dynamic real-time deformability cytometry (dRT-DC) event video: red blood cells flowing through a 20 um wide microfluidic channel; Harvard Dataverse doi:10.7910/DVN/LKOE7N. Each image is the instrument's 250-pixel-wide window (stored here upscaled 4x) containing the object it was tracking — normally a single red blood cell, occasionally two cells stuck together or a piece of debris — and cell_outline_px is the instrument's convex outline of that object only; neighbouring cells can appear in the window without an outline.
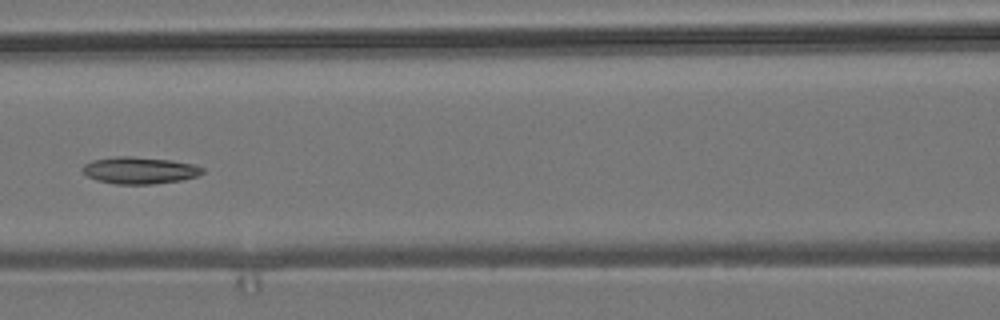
{"species": "common noctule bat (a hibernating species)", "species_latin": "Nyctalus noctula", "temperature_condition": "room temperature", "stored_images_in_passage": 7, "camera_frame_rate_fps": 3000, "um_per_image_px": 0.085, "animal": {"sex": "male", "body_mass_g": 19.2, "forearm_length_mm": 51.8}, "frame": {"image": 1, "passage_image": 7, "time_ms": 7.667, "image_size_px": [1000, 320], "cell_outline_px": [[204, 172], [196, 176], [180, 180], [152, 184], [116, 184], [96, 180], [88, 176], [80, 168], [84, 164], [92, 160], [116, 156], [132, 156], [172, 160], [192, 164], [204, 168]], "centroid_in_image_um": [11.84, 14.47], "position_along_channel_um": 154.8, "area_um2": 18.79}}